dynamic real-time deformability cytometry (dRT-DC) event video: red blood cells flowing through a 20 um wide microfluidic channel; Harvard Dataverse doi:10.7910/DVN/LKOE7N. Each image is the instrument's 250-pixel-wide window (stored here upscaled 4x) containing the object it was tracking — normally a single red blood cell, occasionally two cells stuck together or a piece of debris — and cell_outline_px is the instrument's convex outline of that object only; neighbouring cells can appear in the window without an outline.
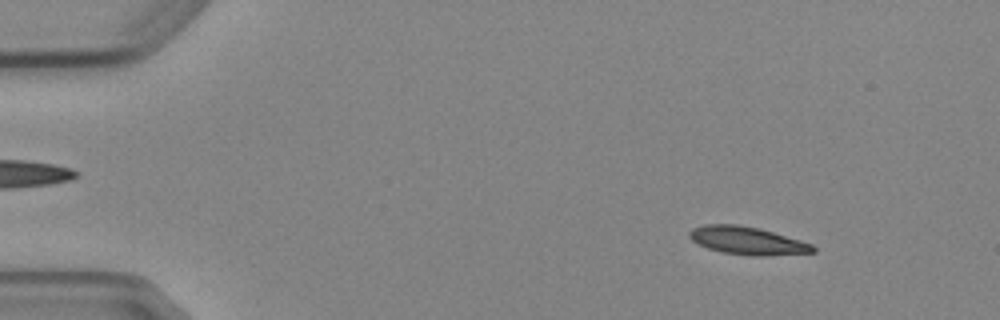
{"species": "Egyptian fruit bat (a non-hibernating species)", "species_latin": "Rousettus aegyptiacus", "temperature_condition": "cold", "stored_images_in_passage": 5, "camera_frame_rate_fps": 3000, "um_per_image_px": 0.085, "animal": {"sex": "female"}, "frame": {"image": 1, "passage_image": 1, "time_ms": 0.0, "image_size_px": [1000, 320], "cell_outline_px": [[816, 252], [760, 256], [752, 256], [724, 252], [708, 248], [692, 240], [688, 236], [688, 232], [692, 228], [704, 224], [736, 224], [760, 228], [800, 240], [812, 244], [816, 248]], "centroid_in_image_um": [63.52, 20.44], "position_along_channel_um": 21.5, "area_um2": 20.0}}
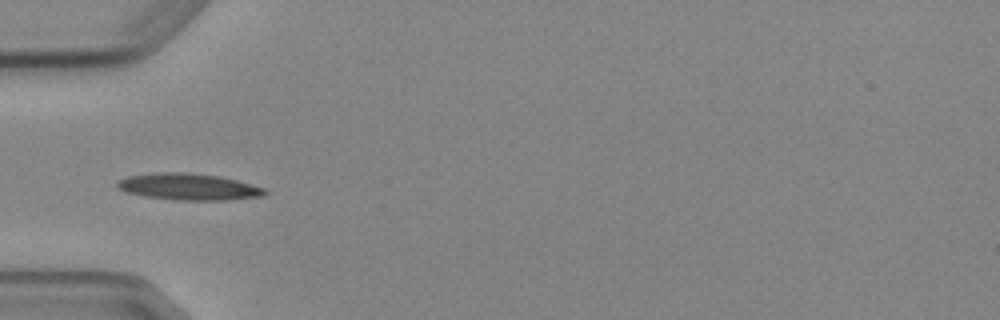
{"frame": {"image": 2, "passage_image": 4, "time_ms": 3.667, "image_size_px": [1000, 320], "cell_outline_px": [[268, 192], [264, 196], [228, 200], [176, 200], [144, 196], [124, 192], [116, 188], [116, 180], [128, 176], [156, 172], [184, 172], [220, 176], [236, 180], [264, 188]], "centroid_in_image_um": [15.98, 15.87], "position_along_channel_um": 69.0, "area_um2": 23.06}}
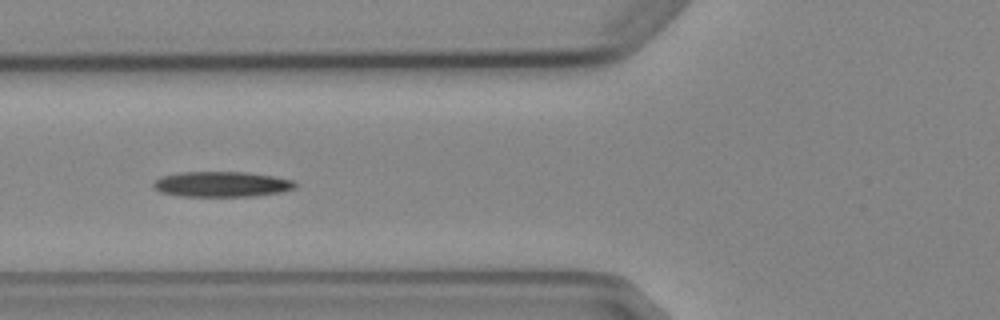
{"frame": {"image": 3, "passage_image": 5, "time_ms": 4.667, "image_size_px": [1000, 320], "cell_outline_px": [[296, 188], [280, 192], [256, 196], [180, 196], [160, 192], [152, 184], [160, 176], [180, 172], [248, 172], [276, 176], [292, 180], [296, 184]], "centroid_in_image_um": [18.86, 15.65], "position_along_channel_um": 106.9, "area_um2": 21.04}}